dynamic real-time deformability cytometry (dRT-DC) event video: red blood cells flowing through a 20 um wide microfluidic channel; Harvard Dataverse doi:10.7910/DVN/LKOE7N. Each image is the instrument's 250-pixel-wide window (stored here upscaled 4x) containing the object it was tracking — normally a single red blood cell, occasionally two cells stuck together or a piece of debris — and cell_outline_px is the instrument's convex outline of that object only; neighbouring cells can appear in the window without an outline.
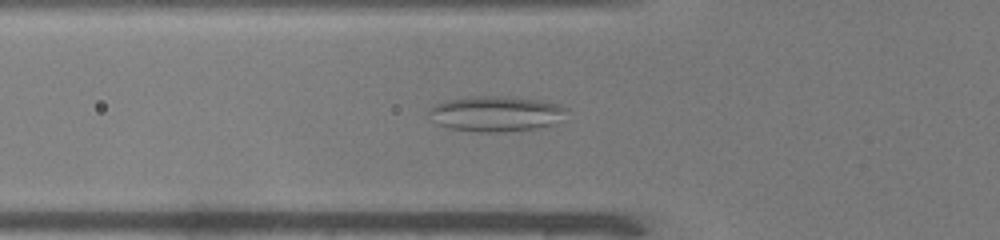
{"species": "common noctule bat (a hibernating species)", "species_latin": "Nyctalus noctula", "temperature_condition": "warm", "stored_images_in_passage": 38, "camera_frame_rate_fps": 3000, "um_per_image_px": 0.085, "animal": {"sex": "male", "body_mass_g": 19.0, "forearm_length_mm": 50.8}, "frame": {"image": 1, "passage_image": 6, "time_ms": 1.667, "image_size_px": [1000, 240], "cell_outline_px": [[568, 108], [552, 124], [532, 128], [504, 132], [476, 132], [452, 128], [436, 124], [428, 120], [428, 112], [436, 104], [444, 100], [468, 96], [508, 96], [544, 100], [560, 104]], "centroid_in_image_um": [42.07, 9.65], "position_along_channel_um": 83.7, "area_um2": 28.5}}
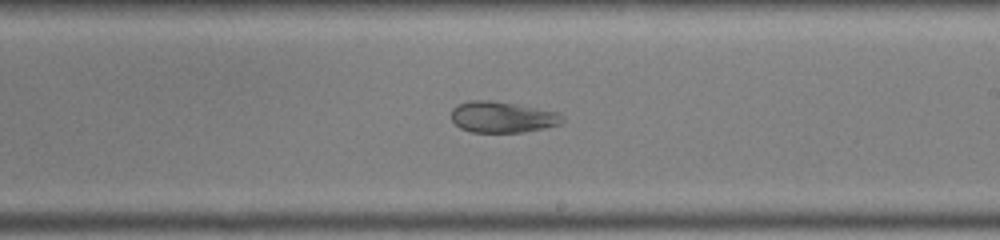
{"frame": {"image": 2, "passage_image": 18, "time_ms": 5.667, "image_size_px": [1000, 240], "cell_outline_px": [[564, 120], [560, 124], [544, 128], [524, 132], [472, 132], [460, 128], [452, 120], [452, 108], [460, 104], [472, 100], [492, 100], [560, 112], [564, 116]], "centroid_in_image_um": [42.73, 9.95], "position_along_channel_um": 246.3, "area_um2": 20.11}}
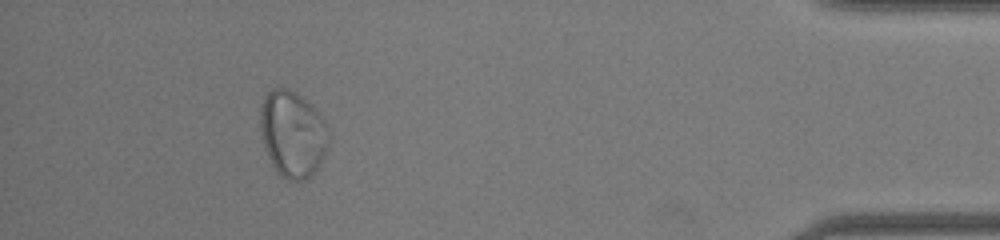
{"frame": {"image": 3, "passage_image": 34, "time_ms": 11.0, "image_size_px": [1000, 240], "cell_outline_px": [[328, 148], [320, 164], [312, 176], [304, 180], [288, 180], [280, 176], [276, 172], [264, 148], [260, 128], [260, 108], [264, 96], [272, 88], [284, 88], [296, 92], [312, 104], [324, 120], [328, 128]], "centroid_in_image_um": [24.87, 11.39], "position_along_channel_um": 410.3, "area_um2": 34.8}}